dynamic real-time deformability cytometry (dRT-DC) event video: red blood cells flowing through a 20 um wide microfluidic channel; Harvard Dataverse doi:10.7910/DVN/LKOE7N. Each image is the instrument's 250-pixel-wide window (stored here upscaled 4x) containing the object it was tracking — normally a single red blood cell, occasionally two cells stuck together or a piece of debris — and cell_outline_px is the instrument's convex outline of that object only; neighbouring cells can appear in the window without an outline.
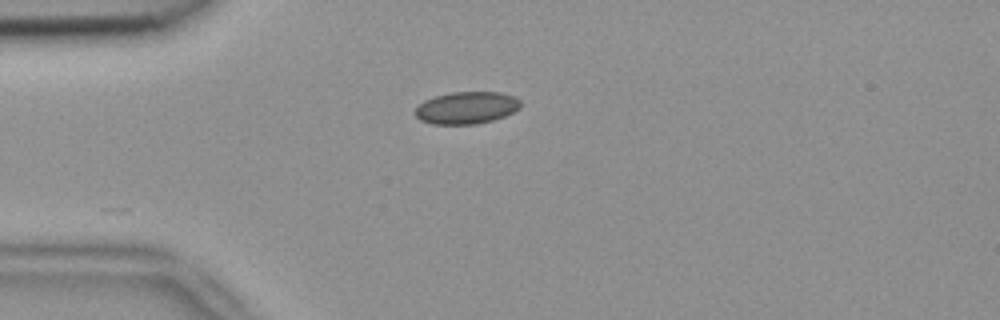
{"species": "common noctule bat (a hibernating species)", "species_latin": "Nyctalus noctula", "temperature_condition": "room temperature", "stored_images_in_passage": 3, "camera_frame_rate_fps": 3000, "um_per_image_px": 0.085, "animal": {"sex": "female", "body_mass_g": 18.4}, "frame": {"image": 1, "passage_image": 1, "time_ms": 0.0, "image_size_px": [1000, 320], "cell_outline_px": [[520, 108], [504, 116], [492, 120], [476, 124], [432, 124], [420, 120], [412, 112], [424, 100], [436, 96], [452, 92], [500, 92], [512, 96], [520, 100]], "centroid_in_image_um": [39.62, 9.16], "position_along_channel_um": 45.4, "area_um2": 19.71}}
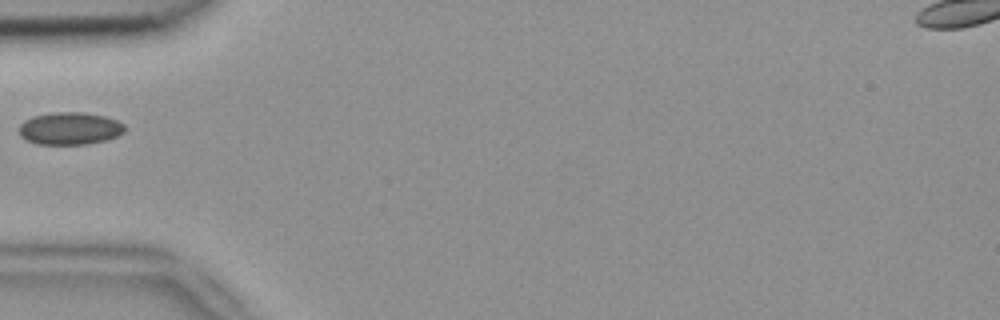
{"frame": {"image": 2, "passage_image": 2, "time_ms": 0.333, "image_size_px": [1000, 320], "cell_outline_px": [[124, 132], [116, 136], [104, 140], [88, 144], [36, 144], [20, 136], [20, 124], [24, 120], [32, 116], [52, 112], [84, 112], [104, 116], [116, 120], [124, 124]], "centroid_in_image_um": [5.91, 10.91], "position_along_channel_um": 79.1, "area_um2": 19.94}}